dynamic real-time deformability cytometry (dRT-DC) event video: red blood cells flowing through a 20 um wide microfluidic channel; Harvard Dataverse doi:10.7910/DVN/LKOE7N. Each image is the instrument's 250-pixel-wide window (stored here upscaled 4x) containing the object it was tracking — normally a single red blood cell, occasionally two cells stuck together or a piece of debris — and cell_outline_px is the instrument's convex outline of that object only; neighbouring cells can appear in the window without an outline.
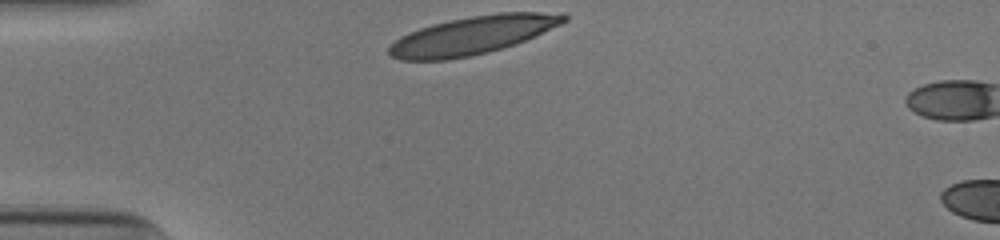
{"species": "human", "species_latin": "Homo sapiens", "temperature_condition": "cold", "stored_images_in_passage": 4, "camera_frame_rate_fps": 3000, "um_per_image_px": 0.085, "donor": {"sex": "male"}, "frame": {"image": 1, "passage_image": 1, "time_ms": 0.0, "image_size_px": [1000, 240], "cell_outline_px": [[568, 20], [560, 24], [516, 44], [488, 52], [448, 60], [400, 60], [388, 56], [388, 48], [400, 36], [408, 32], [432, 24], [472, 16], [500, 12], [564, 12], [568, 16]], "centroid_in_image_um": [40.16, 3.0], "position_along_channel_um": 44.8, "area_um2": 38.78}}